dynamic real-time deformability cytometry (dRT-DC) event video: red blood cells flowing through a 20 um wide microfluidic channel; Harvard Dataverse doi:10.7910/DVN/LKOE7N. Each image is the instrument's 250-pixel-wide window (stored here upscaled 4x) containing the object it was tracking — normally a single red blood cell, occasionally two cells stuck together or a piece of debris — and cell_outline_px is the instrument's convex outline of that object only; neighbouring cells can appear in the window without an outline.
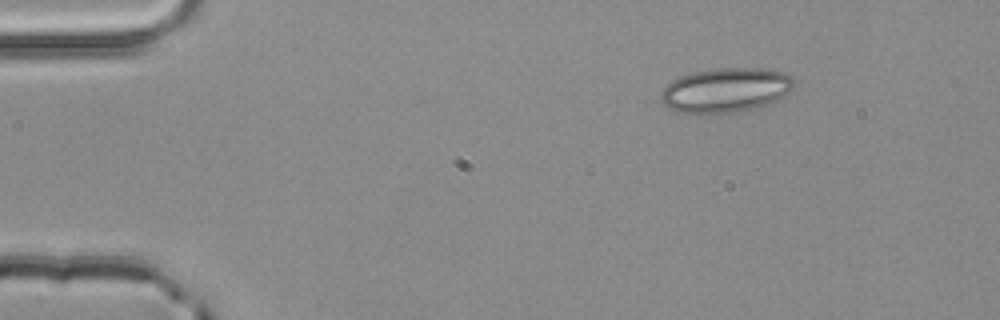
{"species": "common noctule bat (a hibernating species)", "species_latin": "Nyctalus noctula", "temperature_condition": "room temperature", "stored_images_in_passage": 3, "camera_frame_rate_fps": 3000, "um_per_image_px": 0.085, "animal": {"sex": "male", "body_mass_g": 20.4}, "frame": {"image": 1, "passage_image": 1, "time_ms": 0.0, "image_size_px": [1000, 320], "cell_outline_px": [[796, 84], [784, 96], [768, 104], [736, 112], [676, 112], [668, 108], [660, 100], [660, 96], [664, 88], [672, 80], [680, 76], [692, 72], [716, 68], [764, 68], [784, 72], [792, 76], [796, 80]], "centroid_in_image_um": [61.71, 7.63], "position_along_channel_um": 23.3, "area_um2": 34.45}}